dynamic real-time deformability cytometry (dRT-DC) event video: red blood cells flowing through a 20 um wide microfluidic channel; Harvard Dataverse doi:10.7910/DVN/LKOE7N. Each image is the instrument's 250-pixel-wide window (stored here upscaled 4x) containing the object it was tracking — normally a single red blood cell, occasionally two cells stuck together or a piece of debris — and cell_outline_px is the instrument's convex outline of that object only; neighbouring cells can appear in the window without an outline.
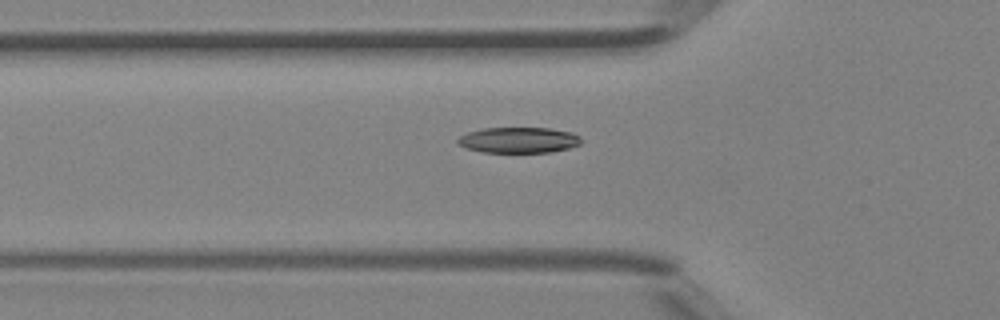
{"species": "Egyptian fruit bat (a non-hibernating species)", "species_latin": "Rousettus aegyptiacus", "temperature_condition": "room temperature", "stored_images_in_passage": 32, "camera_frame_rate_fps": 3000, "um_per_image_px": 0.085, "animal": {"sex": "female"}, "frame": {"image": 1, "passage_image": 4, "time_ms": 1.0, "image_size_px": [1000, 320], "cell_outline_px": [[580, 144], [568, 148], [552, 152], [480, 152], [468, 148], [460, 144], [456, 140], [460, 136], [468, 132], [480, 128], [548, 128], [572, 132], [580, 136]], "centroid_in_image_um": [44.09, 11.9], "position_along_channel_um": 81.7, "area_um2": 18.44}}
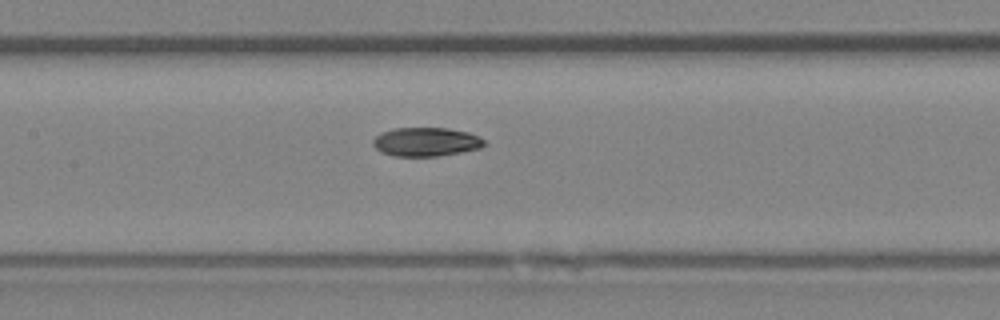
{"frame": {"image": 2, "passage_image": 10, "time_ms": 3.0, "image_size_px": [1000, 320], "cell_outline_px": [[484, 144], [480, 148], [460, 152], [436, 156], [396, 156], [380, 152], [372, 144], [372, 140], [380, 132], [392, 128], [448, 128], [468, 132], [480, 136], [484, 140]], "centroid_in_image_um": [36.18, 12.05], "position_along_channel_um": 171.2, "area_um2": 18.73}}
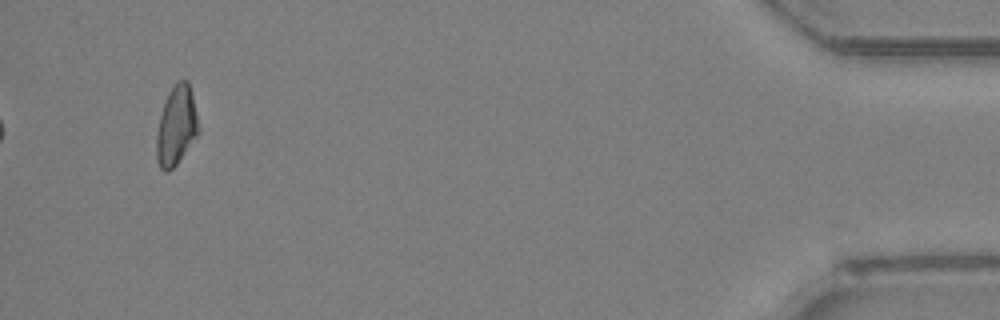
{"frame": {"image": 3, "passage_image": 32, "time_ms": 10.333, "image_size_px": [1000, 320], "cell_outline_px": [[200, 132], [176, 164], [168, 172], [164, 172], [160, 168], [156, 160], [156, 136], [160, 116], [168, 92], [180, 80], [188, 80], [200, 128]], "centroid_in_image_um": [14.98, 10.73], "position_along_channel_um": 420.2, "area_um2": 19.25}, "authors_computed_cell_mechanics": {"area_um2": 18.9295, "velocity_mm_per_s": 4.4684, "shape_relaxation_time_tau1_ms": 5.0974, "shape_relaxation_time_tau2_ms": 3.7258, "deformation_change_tau1": 0.1588, "deformation_change_tau2": 0.0853}}